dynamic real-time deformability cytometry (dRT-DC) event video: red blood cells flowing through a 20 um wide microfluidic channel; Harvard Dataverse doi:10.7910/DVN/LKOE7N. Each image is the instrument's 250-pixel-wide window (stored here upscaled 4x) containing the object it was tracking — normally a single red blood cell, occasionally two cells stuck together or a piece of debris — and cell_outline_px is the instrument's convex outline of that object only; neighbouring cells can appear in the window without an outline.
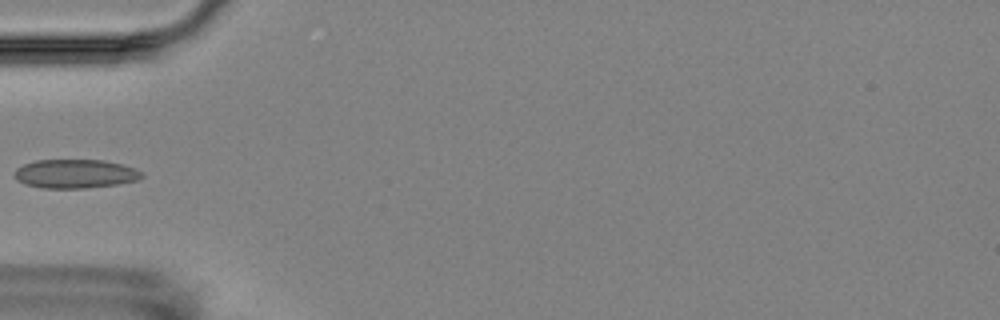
{"species": "Egyptian fruit bat (a non-hibernating species)", "species_latin": "Rousettus aegyptiacus", "temperature_condition": "room temperature", "stored_images_in_passage": 4, "camera_frame_rate_fps": 3000, "um_per_image_px": 0.085, "animal": {"sex": "female"}, "frame": {"image": 1, "passage_image": 3, "time_ms": 3.333, "image_size_px": [1000, 320], "cell_outline_px": [[144, 176], [136, 180], [116, 184], [84, 188], [40, 188], [24, 184], [16, 180], [16, 168], [24, 164], [36, 160], [104, 160], [120, 164], [144, 172]], "centroid_in_image_um": [6.37, 14.77], "position_along_channel_um": 78.6, "area_um2": 21.27}}
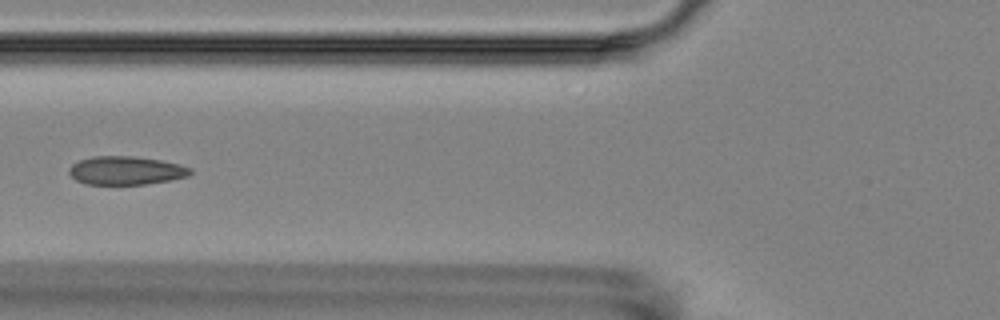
{"frame": {"image": 2, "passage_image": 4, "time_ms": 4.333, "image_size_px": [1000, 320], "cell_outline_px": [[192, 172], [188, 176], [172, 180], [144, 184], [84, 184], [76, 180], [68, 172], [68, 168], [72, 164], [80, 160], [92, 156], [132, 156], [160, 160], [192, 168]], "centroid_in_image_um": [10.68, 14.49], "position_along_channel_um": 115.1, "area_um2": 20.06}}